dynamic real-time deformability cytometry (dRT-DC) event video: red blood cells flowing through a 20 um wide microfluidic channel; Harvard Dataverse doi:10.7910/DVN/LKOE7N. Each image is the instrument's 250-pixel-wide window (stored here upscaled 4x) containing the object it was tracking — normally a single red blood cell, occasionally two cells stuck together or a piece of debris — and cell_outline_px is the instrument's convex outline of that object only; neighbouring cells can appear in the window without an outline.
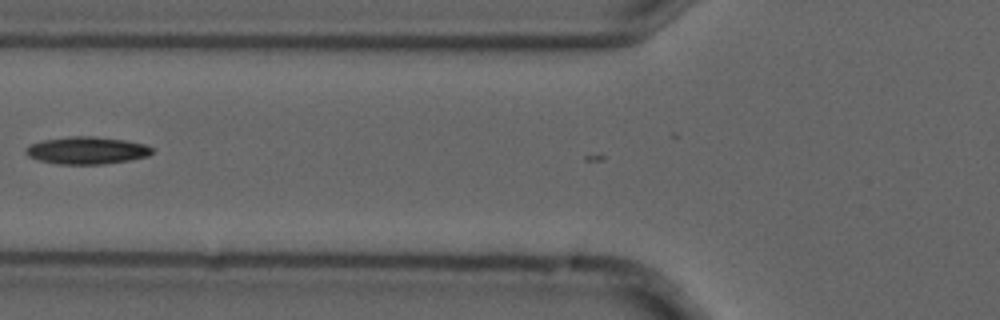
{"species": "common noctule bat (a hibernating species)", "species_latin": "Nyctalus noctula", "temperature_condition": "cold", "stored_images_in_passage": 6, "camera_frame_rate_fps": 3000, "um_per_image_px": 0.085, "animal": {"sex": "male", "forearm_length_mm": 52.5}, "frame": {"image": 1, "passage_image": 4, "time_ms": 1.0, "image_size_px": [1000, 320], "cell_outline_px": [[152, 152], [148, 156], [128, 160], [104, 164], [60, 164], [40, 160], [28, 156], [24, 152], [24, 148], [28, 144], [44, 140], [68, 136], [92, 136], [124, 140], [144, 144], [152, 148]], "centroid_in_image_um": [7.33, 12.78], "position_along_channel_um": 118.5, "area_um2": 20.06}}
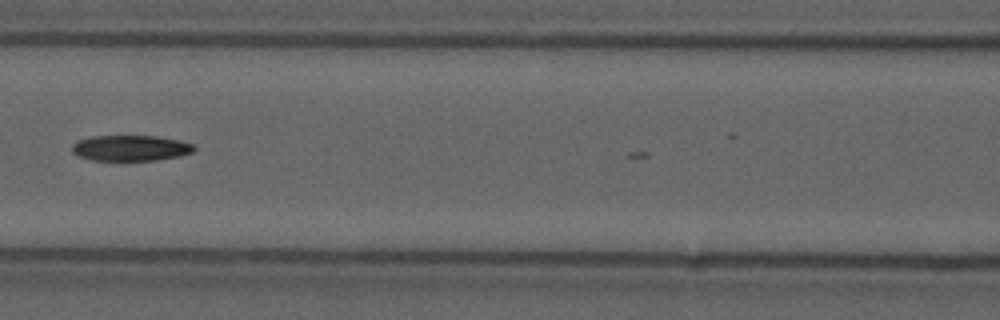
{"frame": {"image": 2, "passage_image": 5, "time_ms": 1.333, "image_size_px": [1000, 320], "cell_outline_px": [[196, 148], [192, 152], [180, 156], [156, 160], [92, 160], [80, 156], [72, 152], [72, 144], [76, 140], [92, 136], [156, 136], [180, 140], [196, 144]], "centroid_in_image_um": [11.12, 12.57], "position_along_channel_um": 155.5, "area_um2": 18.38}}